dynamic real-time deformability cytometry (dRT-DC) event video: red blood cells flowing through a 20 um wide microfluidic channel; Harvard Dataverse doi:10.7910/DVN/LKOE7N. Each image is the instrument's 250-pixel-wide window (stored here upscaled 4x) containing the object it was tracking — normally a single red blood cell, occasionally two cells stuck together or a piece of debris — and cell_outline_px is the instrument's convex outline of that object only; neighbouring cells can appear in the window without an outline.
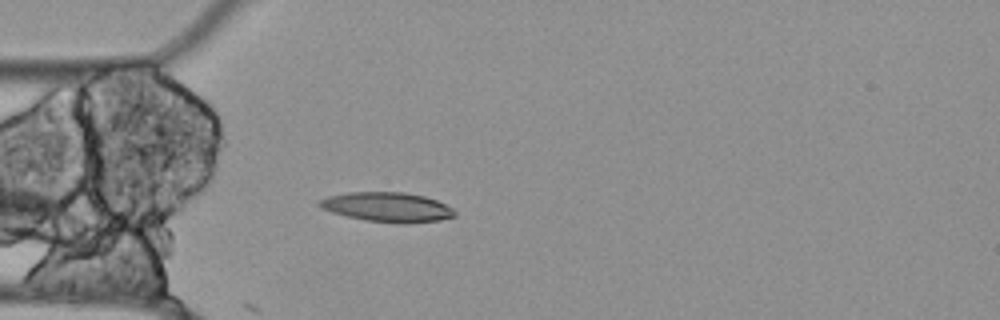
{"species": "Egyptian fruit bat (a non-hibernating species)", "species_latin": "Rousettus aegyptiacus", "temperature_condition": "cold", "stored_images_in_passage": 4, "camera_frame_rate_fps": 3000, "um_per_image_px": 0.085, "animal": {"sex": "female"}, "frame": {"image": 1, "passage_image": 1, "time_ms": 0.0, "image_size_px": [1000, 320], "cell_outline_px": [[456, 216], [440, 220], [400, 224], [364, 220], [332, 212], [316, 204], [320, 200], [328, 196], [348, 192], [404, 192], [424, 196], [436, 200], [452, 208], [456, 212]], "centroid_in_image_um": [32.94, 17.6], "position_along_channel_um": 52.1, "area_um2": 23.24}}
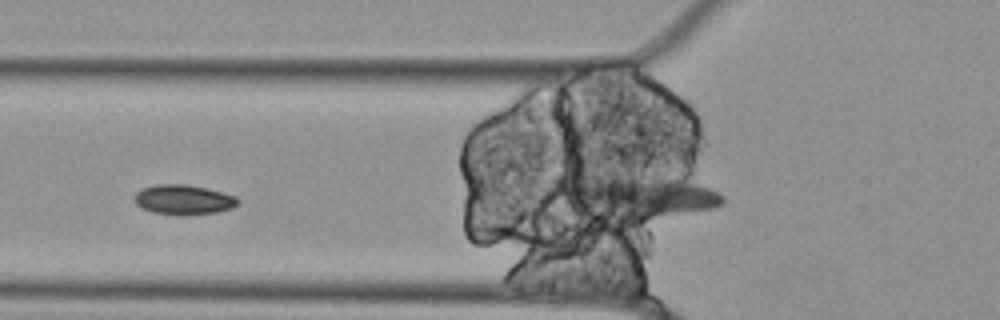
{"frame": {"image": 2, "passage_image": 3, "time_ms": 0.667, "image_size_px": [1000, 320], "cell_outline_px": [[240, 204], [232, 208], [216, 212], [152, 212], [140, 208], [132, 200], [132, 196], [136, 192], [144, 188], [156, 184], [188, 184], [208, 188], [236, 196], [240, 200]], "centroid_in_image_um": [15.59, 16.91], "position_along_channel_um": 110.2, "area_um2": 17.51}}